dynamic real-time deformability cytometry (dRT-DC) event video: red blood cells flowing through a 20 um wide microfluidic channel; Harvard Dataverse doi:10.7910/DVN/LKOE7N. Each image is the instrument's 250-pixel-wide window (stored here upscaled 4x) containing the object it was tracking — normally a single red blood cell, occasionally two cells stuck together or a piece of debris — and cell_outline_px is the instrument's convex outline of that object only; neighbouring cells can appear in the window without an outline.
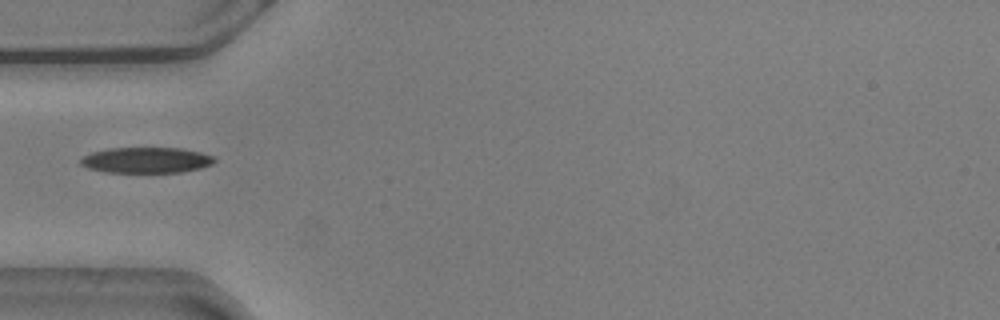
{"species": "common noctule bat (a hibernating species)", "species_latin": "Nyctalus noctula", "temperature_condition": "warm", "stored_images_in_passage": 12, "camera_frame_rate_fps": 3000, "um_per_image_px": 0.085, "animal": {"sex": "male", "body_mass_g": 20.5, "forearm_length_mm": 52.5}, "frame": {"image": 1, "passage_image": 1, "time_ms": 0.0, "image_size_px": [1000, 320], "cell_outline_px": [[216, 160], [212, 164], [200, 168], [180, 172], [104, 172], [88, 168], [80, 164], [80, 160], [84, 156], [92, 152], [108, 148], [180, 148], [200, 152], [216, 156]], "centroid_in_image_um": [12.45, 13.61], "position_along_channel_um": 72.6, "area_um2": 20.06}}